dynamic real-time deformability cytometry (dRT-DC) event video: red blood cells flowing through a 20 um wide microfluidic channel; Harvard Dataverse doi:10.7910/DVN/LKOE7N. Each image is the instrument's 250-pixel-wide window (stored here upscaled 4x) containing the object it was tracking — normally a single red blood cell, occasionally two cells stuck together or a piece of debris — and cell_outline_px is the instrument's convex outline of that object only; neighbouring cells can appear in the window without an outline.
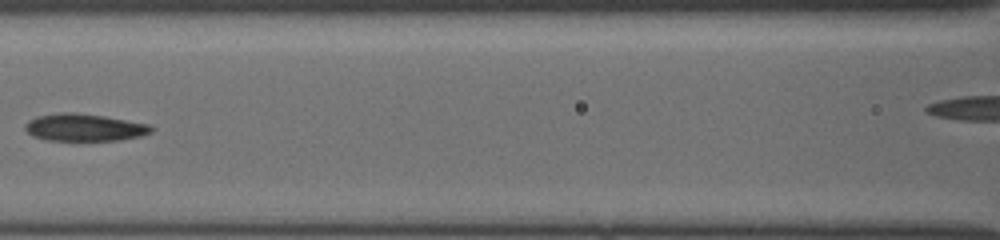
{"species": "common noctule bat (a hibernating species)", "species_latin": "Nyctalus noctula", "temperature_condition": "cold", "stored_images_in_passage": 27, "camera_frame_rate_fps": 3000, "um_per_image_px": 0.085, "animal": {"sex": "female", "body_mass_g": 19.5, "forearm_length_mm": 54.1}, "frame": {"image": 1, "passage_image": 12, "time_ms": 7.0, "image_size_px": [1000, 240], "cell_outline_px": [[156, 128], [152, 132], [140, 136], [120, 140], [44, 140], [32, 136], [24, 128], [28, 120], [40, 116], [68, 112], [104, 116], [152, 124]], "centroid_in_image_um": [7.24, 10.84], "position_along_channel_um": 159.4, "area_um2": 20.0}}
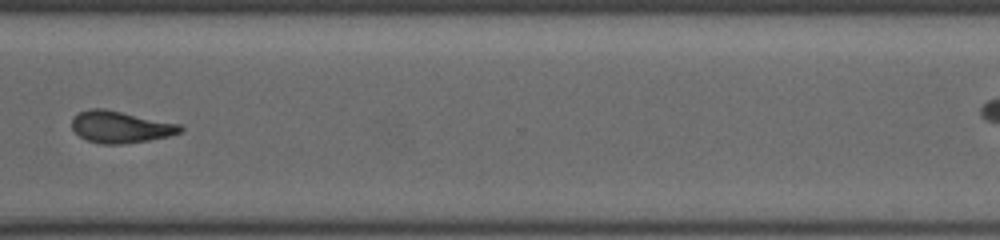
{"frame": {"image": 2, "passage_image": 20, "time_ms": 12.0, "image_size_px": [1000, 240], "cell_outline_px": [[184, 128], [180, 132], [168, 136], [148, 140], [120, 144], [100, 144], [88, 140], [80, 136], [72, 128], [72, 120], [80, 112], [92, 108], [104, 108], [180, 124]], "centroid_in_image_um": [10.24, 10.79], "position_along_channel_um": 360.4, "area_um2": 19.83}}